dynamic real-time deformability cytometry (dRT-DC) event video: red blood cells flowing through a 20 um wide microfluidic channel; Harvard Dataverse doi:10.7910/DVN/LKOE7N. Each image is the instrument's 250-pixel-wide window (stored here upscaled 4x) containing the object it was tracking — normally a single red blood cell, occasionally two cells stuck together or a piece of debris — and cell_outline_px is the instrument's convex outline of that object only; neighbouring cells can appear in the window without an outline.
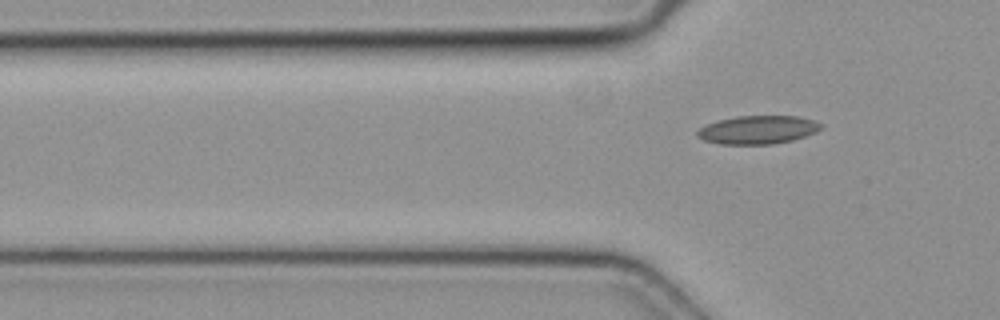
{"species": "common noctule bat (a hibernating species)", "species_latin": "Nyctalus noctula", "temperature_condition": "cold", "stored_images_in_passage": 2, "camera_frame_rate_fps": 3000, "um_per_image_px": 0.085, "animal": {"sex": "female", "body_mass_g": 19.3, "forearm_length_mm": 54.1}, "frame": {"image": 1, "passage_image": 2, "time_ms": 0.333, "image_size_px": [1000, 320], "cell_outline_px": [[824, 128], [816, 132], [792, 140], [772, 144], [720, 144], [704, 140], [696, 136], [696, 132], [700, 128], [716, 120], [736, 116], [796, 116], [812, 120], [824, 124]], "centroid_in_image_um": [64.42, 11.03], "position_along_channel_um": 61.4, "area_um2": 20.46}}